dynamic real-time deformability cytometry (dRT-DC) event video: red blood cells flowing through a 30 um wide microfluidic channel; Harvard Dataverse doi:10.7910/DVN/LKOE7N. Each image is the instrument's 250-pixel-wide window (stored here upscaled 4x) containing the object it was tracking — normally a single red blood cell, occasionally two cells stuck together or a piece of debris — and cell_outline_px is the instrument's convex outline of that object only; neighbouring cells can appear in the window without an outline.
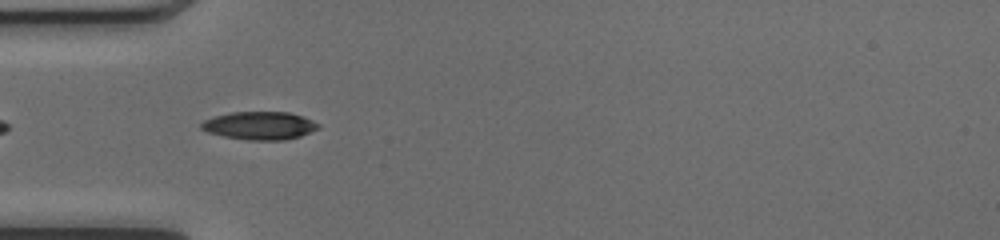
{"species": "common noctule bat (a hibernating species)", "species_latin": "Nyctalus noctula", "temperature_condition": "cold", "stored_images_in_passage": 30, "camera_frame_rate_fps": 3000, "um_per_image_px": 0.085, "animal": {"sex": "female", "body_mass_g": 17.0, "forearm_length_mm": 48.0}, "frame": {"image": 1, "passage_image": 3, "time_ms": 0.667, "image_size_px": [1000, 240], "cell_outline_px": [[320, 128], [300, 136], [284, 140], [248, 140], [224, 136], [208, 132], [200, 128], [200, 124], [204, 120], [212, 116], [232, 112], [288, 112], [304, 116], [320, 124]], "centroid_in_image_um": [22.07, 10.67], "position_along_channel_um": 62.9, "area_um2": 19.19}}
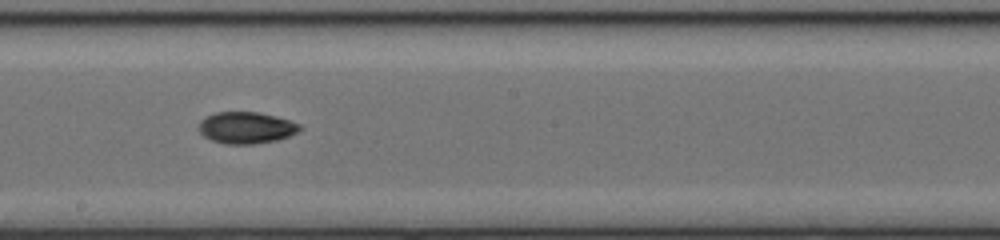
{"frame": {"image": 2, "passage_image": 15, "time_ms": 4.667, "image_size_px": [1000, 240], "cell_outline_px": [[300, 128], [296, 132], [288, 136], [276, 140], [252, 144], [224, 144], [212, 140], [204, 136], [200, 132], [200, 120], [216, 112], [256, 112], [276, 116], [300, 124]], "centroid_in_image_um": [20.91, 10.86], "position_along_channel_um": 227.3, "area_um2": 18.32}}
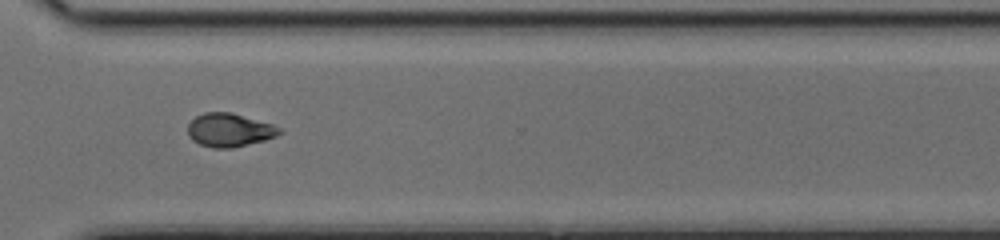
{"frame": {"image": 3, "passage_image": 24, "time_ms": 7.667, "image_size_px": [1000, 240], "cell_outline_px": [[284, 132], [276, 136], [264, 140], [232, 148], [212, 148], [200, 144], [192, 140], [188, 136], [188, 124], [196, 116], [204, 112], [232, 112], [272, 124], [284, 128]], "centroid_in_image_um": [19.52, 11.05], "position_along_channel_um": 351.1, "area_um2": 18.03}, "authors_computed_cell_mechanics": {"area_um2": 18.3226, "velocity_mm_per_s": 4.1335, "shape_relaxation_time_tau1_ms": 7.4614, "shape_relaxation_time_tau2_ms": null, "deformation_change_tau1": 0.1718, "deformation_change_tau2": null}}